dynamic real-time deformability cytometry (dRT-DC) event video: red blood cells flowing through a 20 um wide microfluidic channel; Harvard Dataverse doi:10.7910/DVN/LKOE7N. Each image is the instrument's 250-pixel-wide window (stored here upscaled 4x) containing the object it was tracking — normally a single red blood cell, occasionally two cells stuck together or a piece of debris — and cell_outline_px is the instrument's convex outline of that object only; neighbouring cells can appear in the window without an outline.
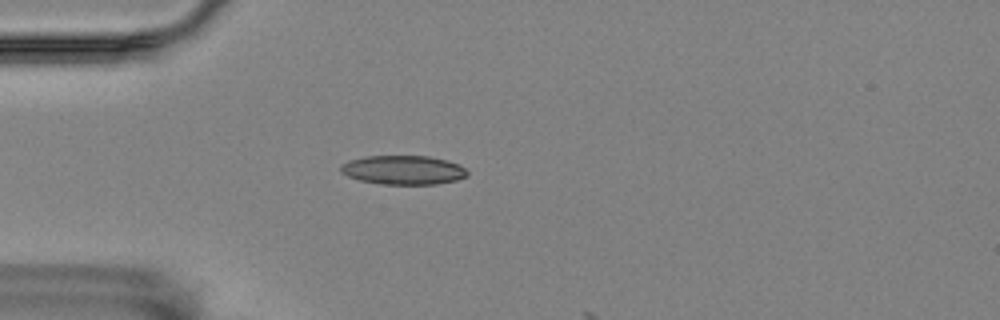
{"species": "Egyptian fruit bat (a non-hibernating species)", "species_latin": "Rousettus aegyptiacus", "temperature_condition": "room temperature", "stored_images_in_passage": 11, "camera_frame_rate_fps": 3000, "um_per_image_px": 0.085, "animal": {"sex": "female"}, "frame": {"image": 1, "passage_image": 9, "time_ms": 2.667, "image_size_px": [1000, 320], "cell_outline_px": [[468, 176], [456, 180], [436, 184], [384, 184], [360, 180], [348, 176], [340, 172], [340, 164], [348, 160], [368, 156], [428, 156], [448, 160], [464, 168], [468, 172]], "centroid_in_image_um": [34.26, 14.44], "position_along_channel_um": 50.7, "area_um2": 21.39}}